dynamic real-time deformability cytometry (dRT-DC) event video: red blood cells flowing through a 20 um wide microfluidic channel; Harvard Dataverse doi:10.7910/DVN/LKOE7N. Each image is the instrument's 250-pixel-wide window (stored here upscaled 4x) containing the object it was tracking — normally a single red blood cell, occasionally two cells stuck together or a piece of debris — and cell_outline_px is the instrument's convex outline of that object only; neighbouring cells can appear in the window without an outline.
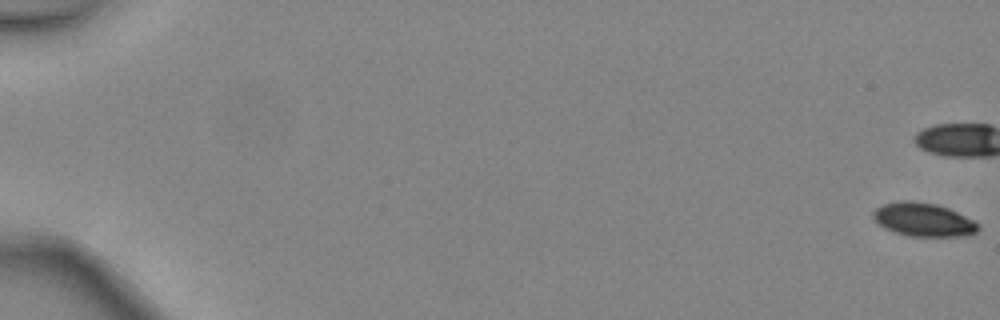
{"species": "common noctule bat (a hibernating species)", "species_latin": "Nyctalus noctula", "temperature_condition": "warm", "stored_images_in_passage": 49, "camera_frame_rate_fps": 3000, "um_per_image_px": 0.085, "animal": {"sex": "female", "body_mass_g": 24.6, "forearm_length_mm": 56.2}, "frame": {"image": 1, "passage_image": 1, "time_ms": 0.0, "image_size_px": [1000, 320], "cell_outline_px": [[980, 228], [976, 232], [968, 236], [908, 236], [884, 228], [872, 216], [872, 212], [876, 208], [884, 204], [900, 200], [908, 200], [936, 204], [948, 208], [980, 224]], "centroid_in_image_um": [78.5, 18.67], "position_along_channel_um": 6.5, "area_um2": 20.4}, "authors_computed_cell_mechanics": {"area_um2": 22.7732, "velocity_mm_per_s": 4.4947, "shape_relaxation_time_tau1_ms": 1.9364, "shape_relaxation_time_tau2_ms": null, "deformation_change_tau1": 0.1096, "deformation_change_tau2": null}}